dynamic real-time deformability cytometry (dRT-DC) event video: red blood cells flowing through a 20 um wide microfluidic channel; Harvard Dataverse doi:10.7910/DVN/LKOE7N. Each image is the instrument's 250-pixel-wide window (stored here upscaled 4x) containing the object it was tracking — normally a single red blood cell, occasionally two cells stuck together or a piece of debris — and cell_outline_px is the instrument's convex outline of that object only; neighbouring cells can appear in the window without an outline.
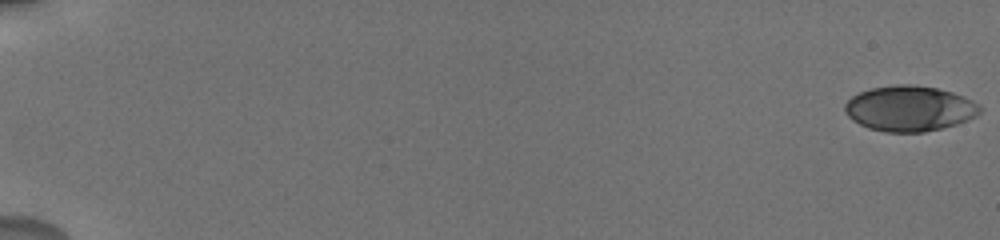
{"species": "human", "species_latin": "Homo sapiens", "temperature_condition": "cold", "stored_images_in_passage": 22, "camera_frame_rate_fps": 3000, "um_per_image_px": 0.085, "donor": {"sex": "male"}, "frame": {"image": 1, "passage_image": 1, "time_ms": 0.0, "image_size_px": [1000, 240], "cell_outline_px": [[980, 112], [976, 116], [968, 120], [956, 124], [924, 132], [884, 132], [868, 128], [852, 120], [844, 112], [844, 104], [852, 96], [860, 92], [872, 88], [896, 84], [912, 84], [936, 88], [952, 92], [964, 96], [980, 104]], "centroid_in_image_um": [77.3, 9.22], "position_along_channel_um": 7.7, "area_um2": 35.84}}
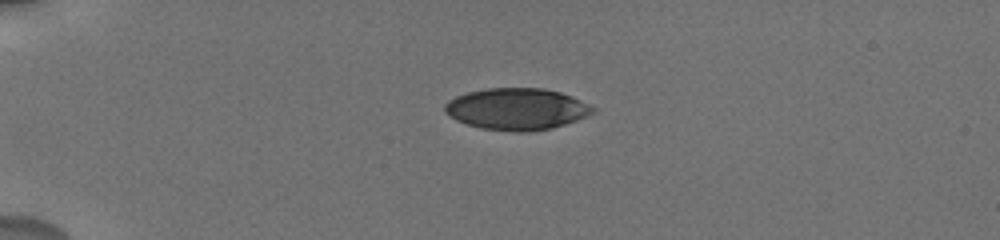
{"frame": {"image": 2, "passage_image": 14, "time_ms": 5.0, "image_size_px": [1000, 240], "cell_outline_px": [[596, 112], [588, 116], [552, 128], [528, 132], [516, 132], [480, 128], [456, 120], [444, 112], [444, 104], [448, 100], [456, 96], [468, 92], [488, 88], [544, 88], [560, 92], [572, 96], [596, 108]], "centroid_in_image_um": [43.93, 9.26], "position_along_channel_um": 41.1, "area_um2": 36.07}}